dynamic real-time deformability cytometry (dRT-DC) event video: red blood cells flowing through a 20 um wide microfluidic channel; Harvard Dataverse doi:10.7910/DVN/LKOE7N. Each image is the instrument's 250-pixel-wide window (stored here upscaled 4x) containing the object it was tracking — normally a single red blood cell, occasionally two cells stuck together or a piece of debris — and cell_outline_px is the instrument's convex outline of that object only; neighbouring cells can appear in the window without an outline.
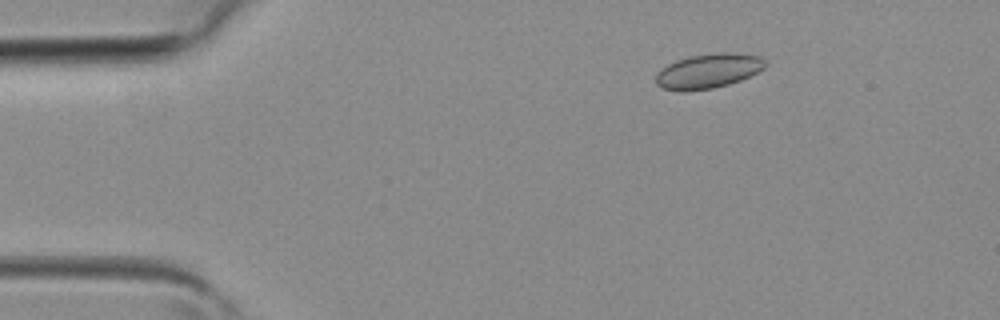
{"species": "common noctule bat (a hibernating species)", "species_latin": "Nyctalus noctula", "temperature_condition": "room temperature", "stored_images_in_passage": 3, "camera_frame_rate_fps": 3000, "um_per_image_px": 0.085, "animal": {"sex": "female", "body_mass_g": 19.3, "forearm_length_mm": 54.1}, "frame": {"image": 1, "passage_image": 2, "time_ms": 0.333, "image_size_px": [1000, 320], "cell_outline_px": [[768, 64], [764, 68], [740, 80], [728, 84], [712, 88], [684, 92], [680, 92], [664, 88], [656, 84], [656, 76], [668, 64], [676, 60], [692, 56], [720, 52], [732, 52], [760, 56]], "centroid_in_image_um": [60.22, 6.04], "position_along_channel_um": 24.8, "area_um2": 21.85}}
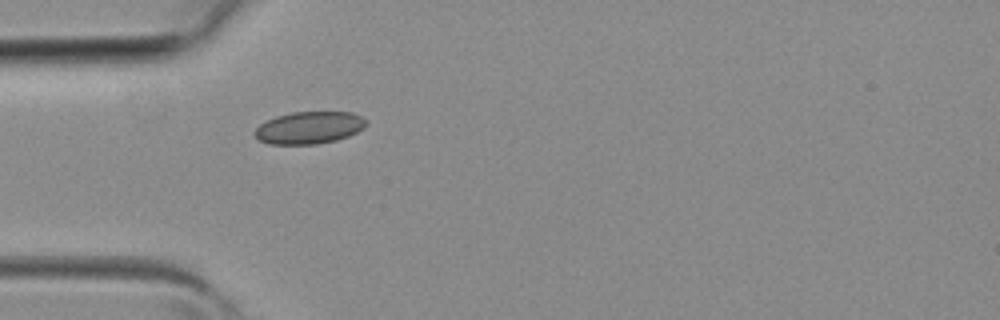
{"frame": {"image": 2, "passage_image": 3, "time_ms": 0.667, "image_size_px": [1000, 320], "cell_outline_px": [[368, 124], [364, 128], [348, 136], [336, 140], [316, 144], [268, 144], [260, 140], [252, 132], [260, 124], [276, 116], [292, 112], [352, 112], [368, 120]], "centroid_in_image_um": [26.3, 10.85], "position_along_channel_um": 58.7, "area_um2": 20.98}}